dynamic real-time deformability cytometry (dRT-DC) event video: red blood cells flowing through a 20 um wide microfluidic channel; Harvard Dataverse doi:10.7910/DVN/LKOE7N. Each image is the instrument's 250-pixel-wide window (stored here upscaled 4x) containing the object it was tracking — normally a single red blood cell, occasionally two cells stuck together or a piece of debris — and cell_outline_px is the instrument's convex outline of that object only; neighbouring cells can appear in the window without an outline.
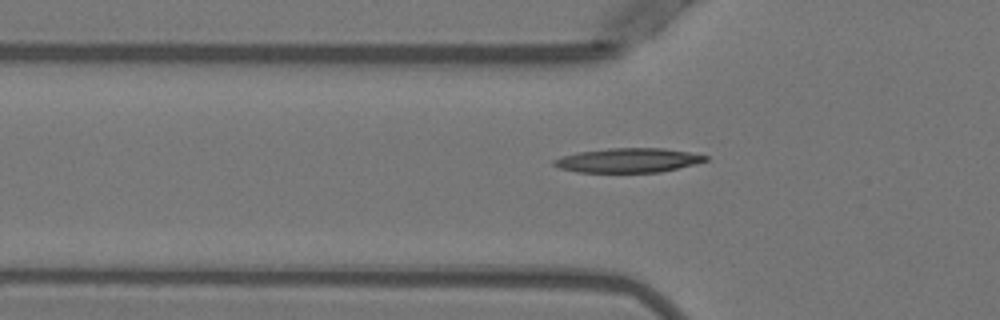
{"species": "Egyptian fruit bat (a non-hibernating species)", "species_latin": "Rousettus aegyptiacus", "temperature_condition": "warm", "stored_images_in_passage": 49, "camera_frame_rate_fps": 3000, "um_per_image_px": 0.085, "animal": {"sex": "female"}, "frame": {"image": 1, "passage_image": 18, "time_ms": 5.667, "image_size_px": [1000, 320], "cell_outline_px": [[708, 160], [696, 164], [660, 172], [576, 172], [560, 168], [552, 164], [552, 160], [564, 156], [580, 152], [608, 148], [664, 148], [688, 152], [708, 156]], "centroid_in_image_um": [53.41, 13.63], "position_along_channel_um": 72.4, "area_um2": 21.39}}
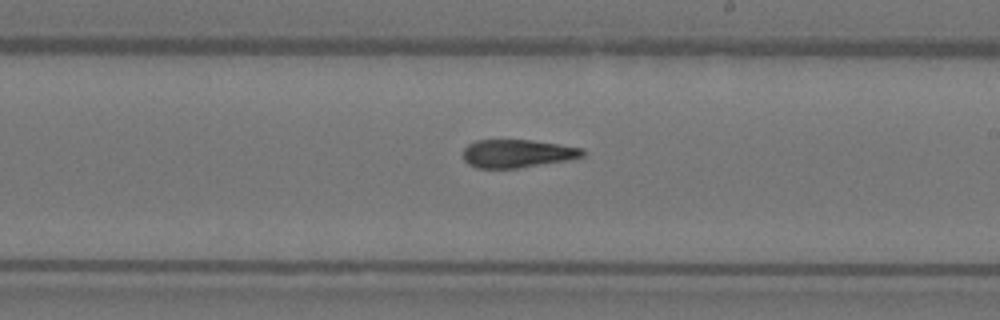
{"frame": {"image": 2, "passage_image": 31, "time_ms": 10.0, "image_size_px": [1000, 320], "cell_outline_px": [[584, 156], [568, 160], [516, 168], [476, 168], [468, 164], [464, 160], [464, 148], [468, 144], [476, 140], [532, 140], [584, 148]], "centroid_in_image_um": [43.96, 13.05], "position_along_channel_um": 245.0, "area_um2": 19.54}}
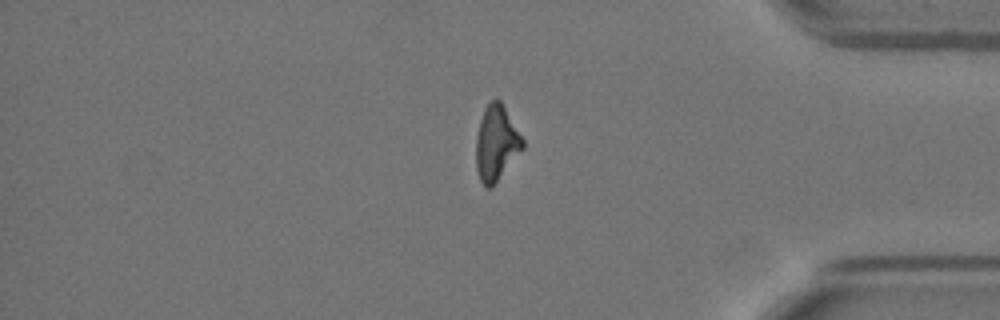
{"frame": {"image": 3, "passage_image": 44, "time_ms": 14.333, "image_size_px": [1000, 320], "cell_outline_px": [[524, 148], [492, 188], [484, 188], [480, 180], [476, 168], [476, 136], [480, 120], [484, 108], [492, 100], [500, 100], [524, 140]], "centroid_in_image_um": [42.18, 12.21], "position_along_channel_um": 393.0, "area_um2": 20.46}, "authors_computed_cell_mechanics": {"area_um2": 20.4034, "velocity_mm_per_s": 3.9661, "shape_relaxation_time_tau1_ms": null, "shape_relaxation_time_tau2_ms": 3.3417, "deformation_change_tau1": null, "deformation_change_tau2": 0.1334}}